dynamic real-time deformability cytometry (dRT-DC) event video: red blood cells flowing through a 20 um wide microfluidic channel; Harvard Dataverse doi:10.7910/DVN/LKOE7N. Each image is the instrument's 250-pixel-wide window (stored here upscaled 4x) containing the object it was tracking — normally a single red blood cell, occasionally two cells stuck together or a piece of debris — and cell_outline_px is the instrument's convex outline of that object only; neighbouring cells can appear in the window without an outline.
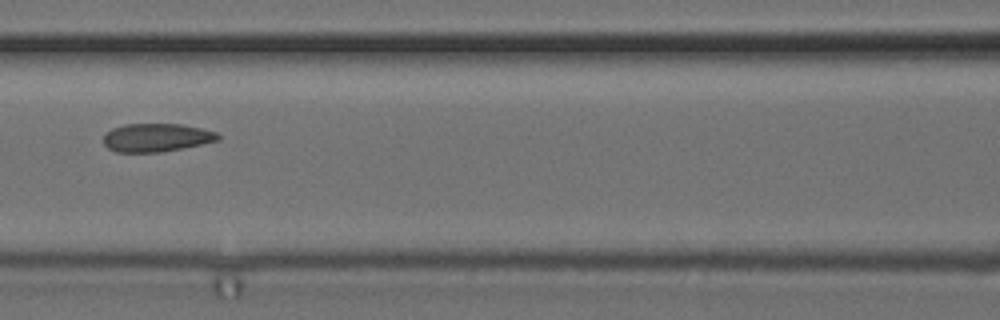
{"species": "common noctule bat (a hibernating species)", "species_latin": "Nyctalus noctula", "temperature_condition": "cold", "stored_images_in_passage": 9, "camera_frame_rate_fps": 3000, "um_per_image_px": 0.085, "animal": {"sex": "female", "body_mass_g": 24.6, "forearm_length_mm": 56.2}, "frame": {"image": 1, "passage_image": 6, "time_ms": 1.667, "image_size_px": [1000, 320], "cell_outline_px": [[220, 140], [160, 152], [116, 152], [108, 148], [104, 144], [104, 132], [112, 128], [124, 124], [180, 124], [200, 128], [216, 132], [220, 136]], "centroid_in_image_um": [13.25, 11.69], "position_along_channel_um": 153.3, "area_um2": 18.79}}
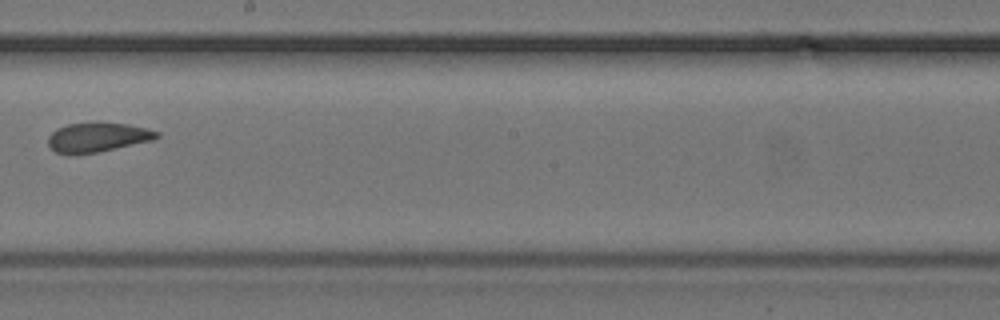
{"frame": {"image": 2, "passage_image": 8, "time_ms": 2.333, "image_size_px": [1000, 320], "cell_outline_px": [[160, 136], [156, 140], [76, 156], [72, 156], [56, 152], [48, 144], [48, 136], [56, 128], [68, 124], [100, 120], [128, 124], [148, 128], [160, 132]], "centroid_in_image_um": [8.31, 11.65], "position_along_channel_um": 239.9, "area_um2": 19.48}}
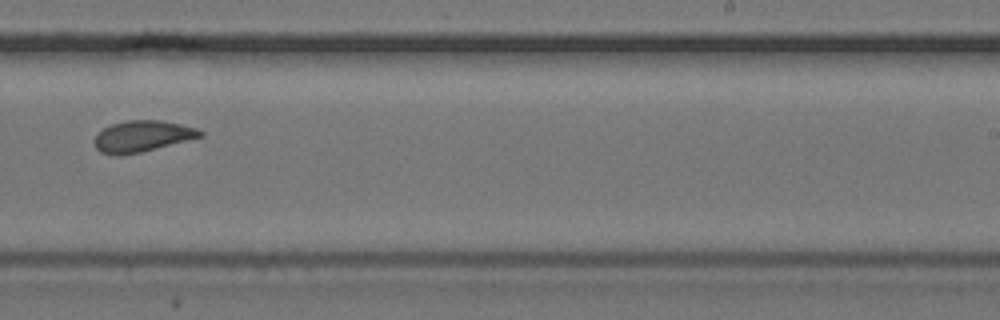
{"frame": {"image": 3, "passage_image": 9, "time_ms": 2.667, "image_size_px": [1000, 320], "cell_outline_px": [[204, 136], [140, 152], [120, 156], [116, 156], [100, 152], [96, 148], [96, 132], [112, 124], [128, 120], [160, 120], [180, 124], [196, 128], [204, 132]], "centroid_in_image_um": [12.09, 11.58], "position_along_channel_um": 276.9, "area_um2": 19.13}}